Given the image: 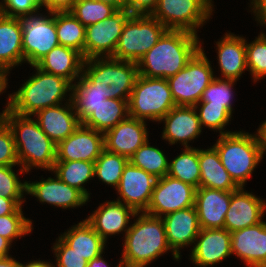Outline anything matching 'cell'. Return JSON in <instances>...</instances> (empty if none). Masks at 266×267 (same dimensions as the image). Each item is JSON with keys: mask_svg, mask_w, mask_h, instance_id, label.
<instances>
[{"mask_svg": "<svg viewBox=\"0 0 266 267\" xmlns=\"http://www.w3.org/2000/svg\"><path fill=\"white\" fill-rule=\"evenodd\" d=\"M231 202V191L199 187L195 194V208L201 229L224 228V220Z\"/></svg>", "mask_w": 266, "mask_h": 267, "instance_id": "obj_24", "label": "cell"}, {"mask_svg": "<svg viewBox=\"0 0 266 267\" xmlns=\"http://www.w3.org/2000/svg\"><path fill=\"white\" fill-rule=\"evenodd\" d=\"M159 0H127L126 9L132 15H151L156 9Z\"/></svg>", "mask_w": 266, "mask_h": 267, "instance_id": "obj_47", "label": "cell"}, {"mask_svg": "<svg viewBox=\"0 0 266 267\" xmlns=\"http://www.w3.org/2000/svg\"><path fill=\"white\" fill-rule=\"evenodd\" d=\"M161 121L165 123L162 132L163 140L172 145L181 142L185 148H190L188 142L198 138L203 128L194 106H175Z\"/></svg>", "mask_w": 266, "mask_h": 267, "instance_id": "obj_22", "label": "cell"}, {"mask_svg": "<svg viewBox=\"0 0 266 267\" xmlns=\"http://www.w3.org/2000/svg\"><path fill=\"white\" fill-rule=\"evenodd\" d=\"M166 239L176 261L180 260L181 248L195 243L200 232L195 206L168 213L161 217Z\"/></svg>", "mask_w": 266, "mask_h": 267, "instance_id": "obj_17", "label": "cell"}, {"mask_svg": "<svg viewBox=\"0 0 266 267\" xmlns=\"http://www.w3.org/2000/svg\"><path fill=\"white\" fill-rule=\"evenodd\" d=\"M48 12V16L34 13L18 17L22 27L24 61L31 66L60 45L56 33V12Z\"/></svg>", "mask_w": 266, "mask_h": 267, "instance_id": "obj_11", "label": "cell"}, {"mask_svg": "<svg viewBox=\"0 0 266 267\" xmlns=\"http://www.w3.org/2000/svg\"><path fill=\"white\" fill-rule=\"evenodd\" d=\"M2 2H0V14L9 17H23L37 13L41 9L40 0H3Z\"/></svg>", "mask_w": 266, "mask_h": 267, "instance_id": "obj_46", "label": "cell"}, {"mask_svg": "<svg viewBox=\"0 0 266 267\" xmlns=\"http://www.w3.org/2000/svg\"><path fill=\"white\" fill-rule=\"evenodd\" d=\"M137 212L134 224L130 225L124 237L123 267H145L152 261L172 251L169 247L163 219L145 212Z\"/></svg>", "mask_w": 266, "mask_h": 267, "instance_id": "obj_3", "label": "cell"}, {"mask_svg": "<svg viewBox=\"0 0 266 267\" xmlns=\"http://www.w3.org/2000/svg\"><path fill=\"white\" fill-rule=\"evenodd\" d=\"M118 9L99 0H77L70 12L85 26L104 21Z\"/></svg>", "mask_w": 266, "mask_h": 267, "instance_id": "obj_38", "label": "cell"}, {"mask_svg": "<svg viewBox=\"0 0 266 267\" xmlns=\"http://www.w3.org/2000/svg\"><path fill=\"white\" fill-rule=\"evenodd\" d=\"M146 122L128 117L104 134L105 149L130 158L147 140Z\"/></svg>", "mask_w": 266, "mask_h": 267, "instance_id": "obj_19", "label": "cell"}, {"mask_svg": "<svg viewBox=\"0 0 266 267\" xmlns=\"http://www.w3.org/2000/svg\"><path fill=\"white\" fill-rule=\"evenodd\" d=\"M196 189L191 184L165 175L156 180L150 204L145 213L162 217L168 213L192 207Z\"/></svg>", "mask_w": 266, "mask_h": 267, "instance_id": "obj_13", "label": "cell"}, {"mask_svg": "<svg viewBox=\"0 0 266 267\" xmlns=\"http://www.w3.org/2000/svg\"><path fill=\"white\" fill-rule=\"evenodd\" d=\"M7 74L1 67H0V94L6 89L8 85Z\"/></svg>", "mask_w": 266, "mask_h": 267, "instance_id": "obj_57", "label": "cell"}, {"mask_svg": "<svg viewBox=\"0 0 266 267\" xmlns=\"http://www.w3.org/2000/svg\"><path fill=\"white\" fill-rule=\"evenodd\" d=\"M0 117L12 131L20 174L28 173L33 167L51 171L56 162L57 145L41 130L31 116H22L10 111L7 107Z\"/></svg>", "mask_w": 266, "mask_h": 267, "instance_id": "obj_2", "label": "cell"}, {"mask_svg": "<svg viewBox=\"0 0 266 267\" xmlns=\"http://www.w3.org/2000/svg\"><path fill=\"white\" fill-rule=\"evenodd\" d=\"M11 245L12 244L8 239L0 236V257L10 256L9 249Z\"/></svg>", "mask_w": 266, "mask_h": 267, "instance_id": "obj_53", "label": "cell"}, {"mask_svg": "<svg viewBox=\"0 0 266 267\" xmlns=\"http://www.w3.org/2000/svg\"><path fill=\"white\" fill-rule=\"evenodd\" d=\"M200 106V108H198ZM199 109L200 125L219 131L220 135L233 133L224 131V127L231 121L232 113L225 106L210 105V102H198L195 106Z\"/></svg>", "mask_w": 266, "mask_h": 267, "instance_id": "obj_39", "label": "cell"}, {"mask_svg": "<svg viewBox=\"0 0 266 267\" xmlns=\"http://www.w3.org/2000/svg\"><path fill=\"white\" fill-rule=\"evenodd\" d=\"M247 68L253 76L254 82L266 76V35L256 37L254 41L246 42Z\"/></svg>", "mask_w": 266, "mask_h": 267, "instance_id": "obj_41", "label": "cell"}, {"mask_svg": "<svg viewBox=\"0 0 266 267\" xmlns=\"http://www.w3.org/2000/svg\"><path fill=\"white\" fill-rule=\"evenodd\" d=\"M20 206L13 200L0 195V216L13 214Z\"/></svg>", "mask_w": 266, "mask_h": 267, "instance_id": "obj_50", "label": "cell"}, {"mask_svg": "<svg viewBox=\"0 0 266 267\" xmlns=\"http://www.w3.org/2000/svg\"><path fill=\"white\" fill-rule=\"evenodd\" d=\"M26 193L35 196L39 202L60 208H75L87 203L89 199L78 189L70 187L55 174L54 178L42 179L40 182L26 181Z\"/></svg>", "mask_w": 266, "mask_h": 267, "instance_id": "obj_21", "label": "cell"}, {"mask_svg": "<svg viewBox=\"0 0 266 267\" xmlns=\"http://www.w3.org/2000/svg\"><path fill=\"white\" fill-rule=\"evenodd\" d=\"M70 97L65 106L58 104L37 111L33 116L41 130L57 145L70 136L81 124Z\"/></svg>", "mask_w": 266, "mask_h": 267, "instance_id": "obj_23", "label": "cell"}, {"mask_svg": "<svg viewBox=\"0 0 266 267\" xmlns=\"http://www.w3.org/2000/svg\"><path fill=\"white\" fill-rule=\"evenodd\" d=\"M129 159L104 149L94 162V177L117 189Z\"/></svg>", "mask_w": 266, "mask_h": 267, "instance_id": "obj_36", "label": "cell"}, {"mask_svg": "<svg viewBox=\"0 0 266 267\" xmlns=\"http://www.w3.org/2000/svg\"><path fill=\"white\" fill-rule=\"evenodd\" d=\"M139 75L135 62L112 57H94L84 60L79 79L92 91L106 99H129Z\"/></svg>", "mask_w": 266, "mask_h": 267, "instance_id": "obj_4", "label": "cell"}, {"mask_svg": "<svg viewBox=\"0 0 266 267\" xmlns=\"http://www.w3.org/2000/svg\"><path fill=\"white\" fill-rule=\"evenodd\" d=\"M137 212L131 207L119 202L109 201L99 205L85 220L106 242L109 235L126 232L130 226V216L136 217Z\"/></svg>", "mask_w": 266, "mask_h": 267, "instance_id": "obj_25", "label": "cell"}, {"mask_svg": "<svg viewBox=\"0 0 266 267\" xmlns=\"http://www.w3.org/2000/svg\"><path fill=\"white\" fill-rule=\"evenodd\" d=\"M131 15L127 9H118L104 21L88 25L85 32L84 59L112 57L124 25Z\"/></svg>", "mask_w": 266, "mask_h": 267, "instance_id": "obj_12", "label": "cell"}, {"mask_svg": "<svg viewBox=\"0 0 266 267\" xmlns=\"http://www.w3.org/2000/svg\"><path fill=\"white\" fill-rule=\"evenodd\" d=\"M19 165L14 137L7 123L0 117V166Z\"/></svg>", "mask_w": 266, "mask_h": 267, "instance_id": "obj_44", "label": "cell"}, {"mask_svg": "<svg viewBox=\"0 0 266 267\" xmlns=\"http://www.w3.org/2000/svg\"><path fill=\"white\" fill-rule=\"evenodd\" d=\"M204 52L201 45L187 65L167 79L176 106H195L214 80L213 69Z\"/></svg>", "mask_w": 266, "mask_h": 267, "instance_id": "obj_9", "label": "cell"}, {"mask_svg": "<svg viewBox=\"0 0 266 267\" xmlns=\"http://www.w3.org/2000/svg\"><path fill=\"white\" fill-rule=\"evenodd\" d=\"M53 245L57 267H87L88 261L68 246L60 237Z\"/></svg>", "mask_w": 266, "mask_h": 267, "instance_id": "obj_45", "label": "cell"}, {"mask_svg": "<svg viewBox=\"0 0 266 267\" xmlns=\"http://www.w3.org/2000/svg\"><path fill=\"white\" fill-rule=\"evenodd\" d=\"M77 0H40L41 7L47 11L66 12L70 11Z\"/></svg>", "mask_w": 266, "mask_h": 267, "instance_id": "obj_48", "label": "cell"}, {"mask_svg": "<svg viewBox=\"0 0 266 267\" xmlns=\"http://www.w3.org/2000/svg\"><path fill=\"white\" fill-rule=\"evenodd\" d=\"M200 187L223 191H236L240 187L233 181L221 163L216 149H199Z\"/></svg>", "mask_w": 266, "mask_h": 267, "instance_id": "obj_29", "label": "cell"}, {"mask_svg": "<svg viewBox=\"0 0 266 267\" xmlns=\"http://www.w3.org/2000/svg\"><path fill=\"white\" fill-rule=\"evenodd\" d=\"M190 258L200 267L219 264L232 255L231 233L225 228L200 229Z\"/></svg>", "mask_w": 266, "mask_h": 267, "instance_id": "obj_18", "label": "cell"}, {"mask_svg": "<svg viewBox=\"0 0 266 267\" xmlns=\"http://www.w3.org/2000/svg\"><path fill=\"white\" fill-rule=\"evenodd\" d=\"M84 60L83 55L75 49L58 45L47 53L36 66L72 83L82 75Z\"/></svg>", "mask_w": 266, "mask_h": 267, "instance_id": "obj_27", "label": "cell"}, {"mask_svg": "<svg viewBox=\"0 0 266 267\" xmlns=\"http://www.w3.org/2000/svg\"><path fill=\"white\" fill-rule=\"evenodd\" d=\"M32 229V221L23 216L21 206L13 214L0 216V236L5 237L11 243L31 233Z\"/></svg>", "mask_w": 266, "mask_h": 267, "instance_id": "obj_42", "label": "cell"}, {"mask_svg": "<svg viewBox=\"0 0 266 267\" xmlns=\"http://www.w3.org/2000/svg\"><path fill=\"white\" fill-rule=\"evenodd\" d=\"M20 264L11 256L0 257V267H20Z\"/></svg>", "mask_w": 266, "mask_h": 267, "instance_id": "obj_54", "label": "cell"}, {"mask_svg": "<svg viewBox=\"0 0 266 267\" xmlns=\"http://www.w3.org/2000/svg\"><path fill=\"white\" fill-rule=\"evenodd\" d=\"M200 48L198 35L167 30L137 63L139 75L168 79L182 70Z\"/></svg>", "mask_w": 266, "mask_h": 267, "instance_id": "obj_1", "label": "cell"}, {"mask_svg": "<svg viewBox=\"0 0 266 267\" xmlns=\"http://www.w3.org/2000/svg\"><path fill=\"white\" fill-rule=\"evenodd\" d=\"M20 267H55L53 264H51L50 262H45L44 260L41 261V260H34V261H31L29 263H26V264H20Z\"/></svg>", "mask_w": 266, "mask_h": 267, "instance_id": "obj_55", "label": "cell"}, {"mask_svg": "<svg viewBox=\"0 0 266 267\" xmlns=\"http://www.w3.org/2000/svg\"><path fill=\"white\" fill-rule=\"evenodd\" d=\"M218 63L224 79H239L248 69L246 59V39L226 33L217 43Z\"/></svg>", "mask_w": 266, "mask_h": 267, "instance_id": "obj_26", "label": "cell"}, {"mask_svg": "<svg viewBox=\"0 0 266 267\" xmlns=\"http://www.w3.org/2000/svg\"><path fill=\"white\" fill-rule=\"evenodd\" d=\"M221 163L233 181L244 187L255 167L263 159L259 136L248 132H233L220 135L213 145Z\"/></svg>", "mask_w": 266, "mask_h": 267, "instance_id": "obj_6", "label": "cell"}, {"mask_svg": "<svg viewBox=\"0 0 266 267\" xmlns=\"http://www.w3.org/2000/svg\"><path fill=\"white\" fill-rule=\"evenodd\" d=\"M78 80L72 87L71 102L82 124L106 98L98 91L90 90L80 79Z\"/></svg>", "mask_w": 266, "mask_h": 267, "instance_id": "obj_37", "label": "cell"}, {"mask_svg": "<svg viewBox=\"0 0 266 267\" xmlns=\"http://www.w3.org/2000/svg\"><path fill=\"white\" fill-rule=\"evenodd\" d=\"M87 267H109V264H107V261L103 259L101 254L99 257L88 262ZM116 267H123L121 261H119V264Z\"/></svg>", "mask_w": 266, "mask_h": 267, "instance_id": "obj_52", "label": "cell"}, {"mask_svg": "<svg viewBox=\"0 0 266 267\" xmlns=\"http://www.w3.org/2000/svg\"><path fill=\"white\" fill-rule=\"evenodd\" d=\"M167 175L199 188V149L185 148L181 154L169 162Z\"/></svg>", "mask_w": 266, "mask_h": 267, "instance_id": "obj_34", "label": "cell"}, {"mask_svg": "<svg viewBox=\"0 0 266 267\" xmlns=\"http://www.w3.org/2000/svg\"><path fill=\"white\" fill-rule=\"evenodd\" d=\"M244 190L240 187L231 191V202L224 220V228L230 233L263 221L265 201Z\"/></svg>", "mask_w": 266, "mask_h": 267, "instance_id": "obj_16", "label": "cell"}, {"mask_svg": "<svg viewBox=\"0 0 266 267\" xmlns=\"http://www.w3.org/2000/svg\"><path fill=\"white\" fill-rule=\"evenodd\" d=\"M147 140L130 158L129 162L157 179L167 175L168 159L159 148L149 146Z\"/></svg>", "mask_w": 266, "mask_h": 267, "instance_id": "obj_35", "label": "cell"}, {"mask_svg": "<svg viewBox=\"0 0 266 267\" xmlns=\"http://www.w3.org/2000/svg\"><path fill=\"white\" fill-rule=\"evenodd\" d=\"M231 250L247 267H266V222L232 232Z\"/></svg>", "mask_w": 266, "mask_h": 267, "instance_id": "obj_20", "label": "cell"}, {"mask_svg": "<svg viewBox=\"0 0 266 267\" xmlns=\"http://www.w3.org/2000/svg\"><path fill=\"white\" fill-rule=\"evenodd\" d=\"M235 82V80L215 77L203 91L200 102H210V105L225 106L233 113L231 101L233 99L232 87Z\"/></svg>", "mask_w": 266, "mask_h": 267, "instance_id": "obj_40", "label": "cell"}, {"mask_svg": "<svg viewBox=\"0 0 266 267\" xmlns=\"http://www.w3.org/2000/svg\"><path fill=\"white\" fill-rule=\"evenodd\" d=\"M57 177L70 187L80 190L88 199L90 193L84 184L94 178V162L87 161H56L51 170Z\"/></svg>", "mask_w": 266, "mask_h": 267, "instance_id": "obj_32", "label": "cell"}, {"mask_svg": "<svg viewBox=\"0 0 266 267\" xmlns=\"http://www.w3.org/2000/svg\"><path fill=\"white\" fill-rule=\"evenodd\" d=\"M251 5L253 7L251 11H253L256 16L255 19L260 25H266V0H252Z\"/></svg>", "mask_w": 266, "mask_h": 267, "instance_id": "obj_49", "label": "cell"}, {"mask_svg": "<svg viewBox=\"0 0 266 267\" xmlns=\"http://www.w3.org/2000/svg\"><path fill=\"white\" fill-rule=\"evenodd\" d=\"M167 30L152 15H131L112 58L138 63Z\"/></svg>", "mask_w": 266, "mask_h": 267, "instance_id": "obj_8", "label": "cell"}, {"mask_svg": "<svg viewBox=\"0 0 266 267\" xmlns=\"http://www.w3.org/2000/svg\"><path fill=\"white\" fill-rule=\"evenodd\" d=\"M23 62L22 27L19 18L0 14V67L10 73L12 67Z\"/></svg>", "mask_w": 266, "mask_h": 267, "instance_id": "obj_28", "label": "cell"}, {"mask_svg": "<svg viewBox=\"0 0 266 267\" xmlns=\"http://www.w3.org/2000/svg\"><path fill=\"white\" fill-rule=\"evenodd\" d=\"M156 180L153 175L128 162L116 189L120 194L116 201L123 202L136 212H145L150 204Z\"/></svg>", "mask_w": 266, "mask_h": 267, "instance_id": "obj_14", "label": "cell"}, {"mask_svg": "<svg viewBox=\"0 0 266 267\" xmlns=\"http://www.w3.org/2000/svg\"><path fill=\"white\" fill-rule=\"evenodd\" d=\"M18 91L9 95L7 108L22 116H33L37 111L56 106L64 101L67 92L72 91L74 83L39 69Z\"/></svg>", "mask_w": 266, "mask_h": 267, "instance_id": "obj_5", "label": "cell"}, {"mask_svg": "<svg viewBox=\"0 0 266 267\" xmlns=\"http://www.w3.org/2000/svg\"><path fill=\"white\" fill-rule=\"evenodd\" d=\"M175 106L167 79L138 75L128 100L129 117L160 122Z\"/></svg>", "mask_w": 266, "mask_h": 267, "instance_id": "obj_7", "label": "cell"}, {"mask_svg": "<svg viewBox=\"0 0 266 267\" xmlns=\"http://www.w3.org/2000/svg\"><path fill=\"white\" fill-rule=\"evenodd\" d=\"M128 100L105 99L82 124L105 134L129 117Z\"/></svg>", "mask_w": 266, "mask_h": 267, "instance_id": "obj_31", "label": "cell"}, {"mask_svg": "<svg viewBox=\"0 0 266 267\" xmlns=\"http://www.w3.org/2000/svg\"><path fill=\"white\" fill-rule=\"evenodd\" d=\"M86 27L70 12H56V33L60 45L75 49L84 57Z\"/></svg>", "mask_w": 266, "mask_h": 267, "instance_id": "obj_33", "label": "cell"}, {"mask_svg": "<svg viewBox=\"0 0 266 267\" xmlns=\"http://www.w3.org/2000/svg\"><path fill=\"white\" fill-rule=\"evenodd\" d=\"M60 238L88 262L103 254L106 246V242L85 219L67 230Z\"/></svg>", "mask_w": 266, "mask_h": 267, "instance_id": "obj_30", "label": "cell"}, {"mask_svg": "<svg viewBox=\"0 0 266 267\" xmlns=\"http://www.w3.org/2000/svg\"><path fill=\"white\" fill-rule=\"evenodd\" d=\"M12 167L0 166V195L13 199L19 206H22L24 193H26V181L19 180Z\"/></svg>", "mask_w": 266, "mask_h": 267, "instance_id": "obj_43", "label": "cell"}, {"mask_svg": "<svg viewBox=\"0 0 266 267\" xmlns=\"http://www.w3.org/2000/svg\"><path fill=\"white\" fill-rule=\"evenodd\" d=\"M105 149L104 134L80 124L56 148V161L95 162Z\"/></svg>", "mask_w": 266, "mask_h": 267, "instance_id": "obj_15", "label": "cell"}, {"mask_svg": "<svg viewBox=\"0 0 266 267\" xmlns=\"http://www.w3.org/2000/svg\"><path fill=\"white\" fill-rule=\"evenodd\" d=\"M257 134L261 143L262 154H264L266 152V120L259 126Z\"/></svg>", "mask_w": 266, "mask_h": 267, "instance_id": "obj_51", "label": "cell"}, {"mask_svg": "<svg viewBox=\"0 0 266 267\" xmlns=\"http://www.w3.org/2000/svg\"><path fill=\"white\" fill-rule=\"evenodd\" d=\"M212 0H159L151 14L168 30H184L197 35V29L210 19Z\"/></svg>", "mask_w": 266, "mask_h": 267, "instance_id": "obj_10", "label": "cell"}, {"mask_svg": "<svg viewBox=\"0 0 266 267\" xmlns=\"http://www.w3.org/2000/svg\"><path fill=\"white\" fill-rule=\"evenodd\" d=\"M115 6L117 9H126L127 0H99Z\"/></svg>", "mask_w": 266, "mask_h": 267, "instance_id": "obj_56", "label": "cell"}]
</instances>
